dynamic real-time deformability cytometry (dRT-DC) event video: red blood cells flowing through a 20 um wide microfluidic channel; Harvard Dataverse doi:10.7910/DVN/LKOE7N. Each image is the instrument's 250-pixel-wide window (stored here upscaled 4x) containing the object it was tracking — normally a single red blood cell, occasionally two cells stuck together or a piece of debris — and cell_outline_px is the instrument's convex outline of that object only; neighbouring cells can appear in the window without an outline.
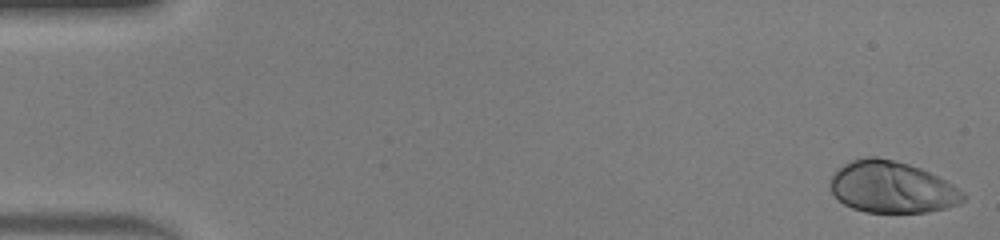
{"species": "human", "species_latin": "Homo sapiens", "temperature_condition": "warm", "stored_images_in_passage": 48, "camera_frame_rate_fps": 3000, "um_per_image_px": 0.085, "donor": {"sex": "male"}, "frame": {"image": 1, "passage_image": 1, "time_ms": 0.0, "image_size_px": [1000, 240], "cell_outline_px": [[968, 196], [960, 204], [928, 212], [864, 212], [852, 208], [844, 204], [832, 192], [828, 184], [832, 176], [844, 164], [852, 160], [864, 156], [876, 156], [896, 160], [920, 168], [952, 184], [964, 192]], "centroid_in_image_um": [75.81, 15.91], "position_along_channel_um": 9.2, "area_um2": 40.0}}
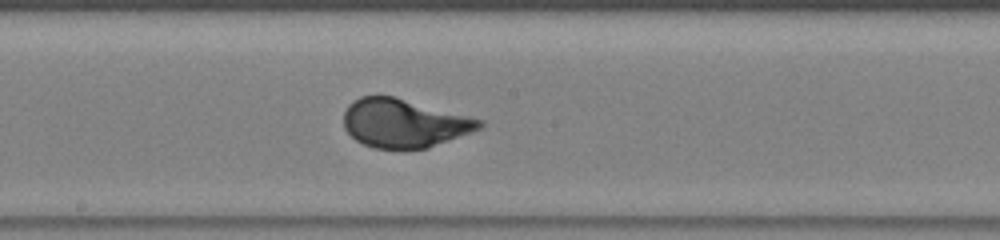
{"frame": {"image": 2, "passage_image": 26, "time_ms": 8.333, "image_size_px": [1000, 240], "cell_outline_px": [[484, 124], [480, 128], [428, 148], [372, 148], [356, 140], [344, 128], [344, 112], [348, 104], [352, 100], [360, 96], [392, 96], [484, 120]], "centroid_in_image_um": [34.3, 10.46], "position_along_channel_um": 213.9, "area_um2": 37.92}}
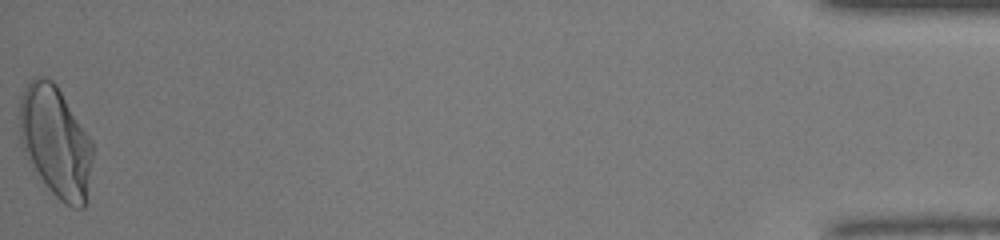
{"frame": {"image": 3, "passage_image": 48, "time_ms": 15.667, "image_size_px": [1000, 240], "cell_outline_px": [[92, 156], [84, 208], [72, 208], [64, 204], [48, 188], [24, 152], [20, 140], [20, 96], [24, 88], [36, 76], [44, 76], [52, 80], [56, 84], [92, 140]], "centroid_in_image_um": [4.72, 12.01], "position_along_channel_um": 430.5, "area_um2": 46.64}, "authors_computed_cell_mechanics": {"area_um2": 38.6104, "velocity_mm_per_s": 4.2824, "shape_relaxation_time_tau1_ms": 2.6958, "shape_relaxation_time_tau2_ms": null, "deformation_change_tau1": 0.1833, "deformation_change_tau2": null}}